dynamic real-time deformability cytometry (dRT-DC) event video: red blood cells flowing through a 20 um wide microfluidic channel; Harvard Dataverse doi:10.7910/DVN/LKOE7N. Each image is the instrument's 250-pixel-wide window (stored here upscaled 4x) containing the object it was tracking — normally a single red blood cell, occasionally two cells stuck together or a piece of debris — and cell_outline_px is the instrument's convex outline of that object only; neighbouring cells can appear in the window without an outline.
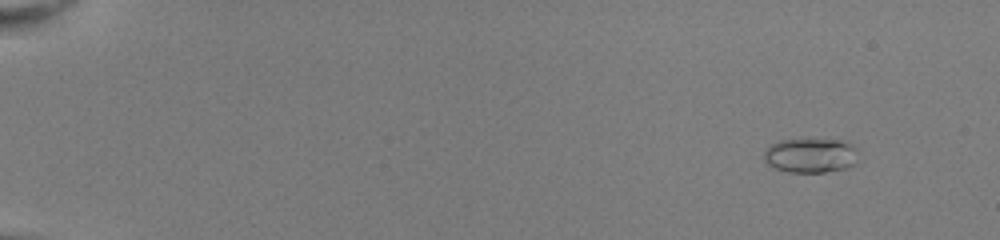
{"species": "common noctule bat (a hibernating species)", "species_latin": "Nyctalus noctula", "temperature_condition": "room temperature", "stored_images_in_passage": 49, "camera_frame_rate_fps": 3000, "um_per_image_px": 0.085, "animal": {"sex": "female", "body_mass_g": 22.0, "forearm_length_mm": 56.7}, "frame": {"image": 1, "passage_image": 2, "time_ms": 0.333, "image_size_px": [1000, 240], "cell_outline_px": [[860, 148], [856, 164], [848, 168], [824, 172], [788, 172], [776, 168], [768, 164], [764, 160], [764, 152], [768, 144], [780, 140], [848, 140]], "centroid_in_image_um": [68.98, 13.2], "position_along_channel_um": 16.0, "area_um2": 19.48}}
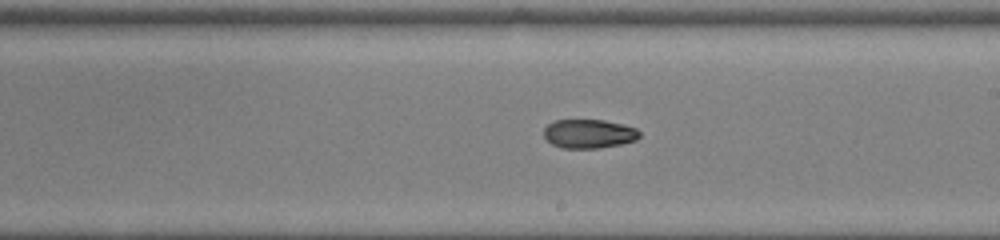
{"frame": {"image": 2, "passage_image": 30, "time_ms": 9.667, "image_size_px": [1000, 240], "cell_outline_px": [[640, 136], [636, 140], [620, 144], [600, 148], [560, 148], [552, 144], [544, 136], [544, 128], [548, 124], [556, 120], [604, 120], [624, 124], [636, 128], [640, 132]], "centroid_in_image_um": [50.07, 11.37], "position_along_channel_um": 238.9, "area_um2": 16.18}}
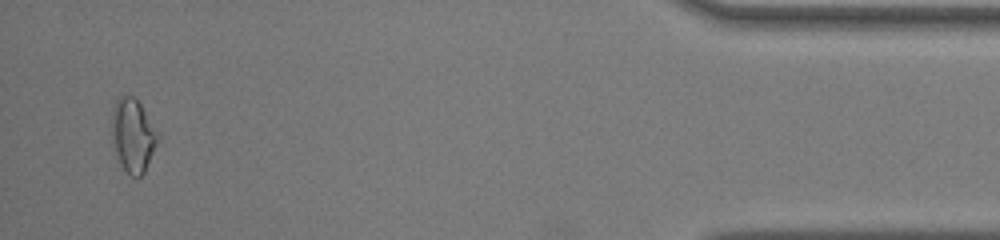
{"frame": {"image": 3, "passage_image": 48, "time_ms": 15.667, "image_size_px": [1000, 240], "cell_outline_px": [[160, 140], [144, 172], [140, 176], [132, 176], [120, 164], [112, 144], [112, 108], [116, 100], [120, 96], [132, 96], [140, 104], [160, 132]], "centroid_in_image_um": [11.32, 11.5], "position_along_channel_um": 423.9, "area_um2": 19.88}, "authors_computed_cell_mechanics": {"area_um2": 16.9932, "velocity_mm_per_s": 4.0653, "shape_relaxation_time_tau1_ms": 6.8242, "shape_relaxation_time_tau2_ms": 5.2396, "deformation_change_tau1": 0.1941, "deformation_change_tau2": 0.1087}}